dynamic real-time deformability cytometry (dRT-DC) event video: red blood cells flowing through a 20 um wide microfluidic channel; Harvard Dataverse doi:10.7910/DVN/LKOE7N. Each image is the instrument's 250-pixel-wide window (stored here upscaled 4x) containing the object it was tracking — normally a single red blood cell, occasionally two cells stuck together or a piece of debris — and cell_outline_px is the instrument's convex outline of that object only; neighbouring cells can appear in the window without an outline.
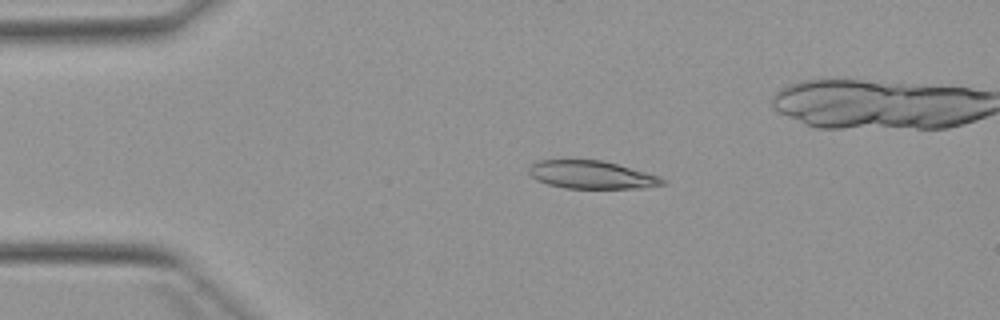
{"species": "Egyptian fruit bat (a non-hibernating species)", "species_latin": "Rousettus aegyptiacus", "temperature_condition": "warm", "stored_images_in_passage": 4, "camera_frame_rate_fps": 3000, "um_per_image_px": 0.085, "animal": {"sex": "female"}, "frame": {"image": 1, "passage_image": 2, "time_ms": 1.333, "image_size_px": [1000, 320], "cell_outline_px": [[668, 184], [648, 188], [564, 188], [548, 184], [536, 180], [528, 172], [528, 168], [536, 160], [568, 156], [604, 160], [660, 176], [668, 180]], "centroid_in_image_um": [50.26, 14.8], "position_along_channel_um": 34.7, "area_um2": 23.06}}